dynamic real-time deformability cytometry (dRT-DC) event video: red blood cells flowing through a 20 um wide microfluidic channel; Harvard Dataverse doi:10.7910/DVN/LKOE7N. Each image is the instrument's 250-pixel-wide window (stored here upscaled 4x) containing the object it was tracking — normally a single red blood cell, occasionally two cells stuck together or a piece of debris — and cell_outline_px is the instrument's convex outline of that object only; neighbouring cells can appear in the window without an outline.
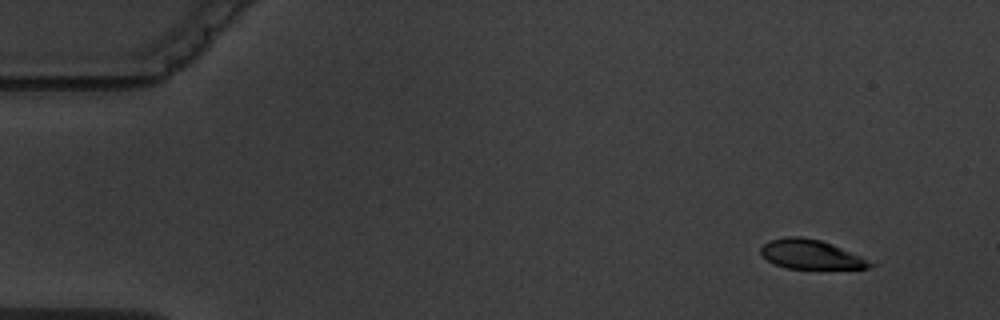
{"species": "common noctule bat (a hibernating species)", "species_latin": "Nyctalus noctula", "temperature_condition": "warm", "stored_images_in_passage": 5, "camera_frame_rate_fps": 3000, "um_per_image_px": 0.085, "animal": {"sex": "male", "body_mass_g": 19.5, "forearm_length_mm": 54.6}, "frame": {"image": 1, "passage_image": 1, "time_ms": 0.0, "image_size_px": [1000, 320], "cell_outline_px": [[876, 264], [868, 268], [784, 268], [768, 260], [760, 252], [760, 248], [764, 244], [772, 240], [784, 236], [800, 236], [820, 240], [832, 244], [860, 256]], "centroid_in_image_um": [68.9, 21.61], "position_along_channel_um": 16.1, "area_um2": 18.32}}
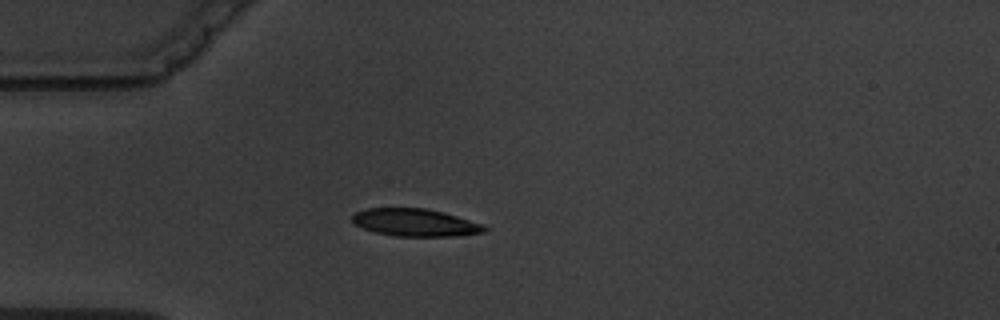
{"frame": {"image": 2, "passage_image": 4, "time_ms": 3.667, "image_size_px": [1000, 320], "cell_outline_px": [[488, 228], [484, 232], [452, 236], [392, 236], [376, 232], [364, 228], [356, 224], [352, 220], [352, 216], [356, 212], [368, 208], [424, 208], [444, 212], [484, 224]], "centroid_in_image_um": [35.32, 18.91], "position_along_channel_um": 49.7, "area_um2": 21.1}}